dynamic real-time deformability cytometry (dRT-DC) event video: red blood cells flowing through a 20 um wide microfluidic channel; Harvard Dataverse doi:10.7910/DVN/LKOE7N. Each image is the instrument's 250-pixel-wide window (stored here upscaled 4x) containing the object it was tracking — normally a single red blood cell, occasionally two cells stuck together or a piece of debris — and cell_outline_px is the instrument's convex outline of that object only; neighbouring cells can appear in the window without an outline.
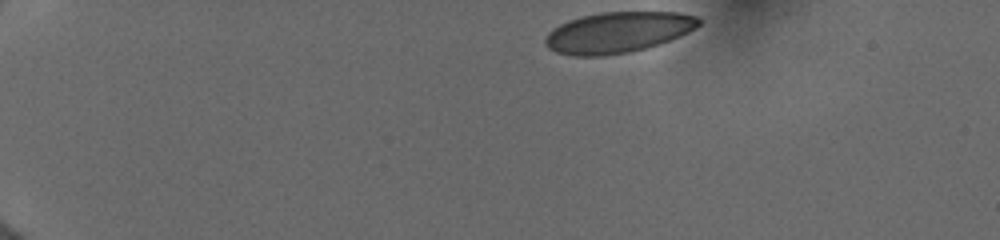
{"species": "human", "species_latin": "Homo sapiens", "temperature_condition": "cold", "stored_images_in_passage": 43, "camera_frame_rate_fps": 3000, "um_per_image_px": 0.085, "donor": {"sex": "female"}, "frame": {"image": 1, "passage_image": 1, "time_ms": 0.0, "image_size_px": [1000, 240], "cell_outline_px": [[700, 24], [688, 32], [680, 36], [644, 48], [628, 52], [604, 56], [572, 56], [556, 52], [548, 48], [544, 44], [544, 40], [548, 32], [552, 28], [568, 20], [580, 16], [600, 12], [676, 12], [696, 16], [700, 20]], "centroid_in_image_um": [52.45, 2.75], "position_along_channel_um": 32.5, "area_um2": 36.47}}
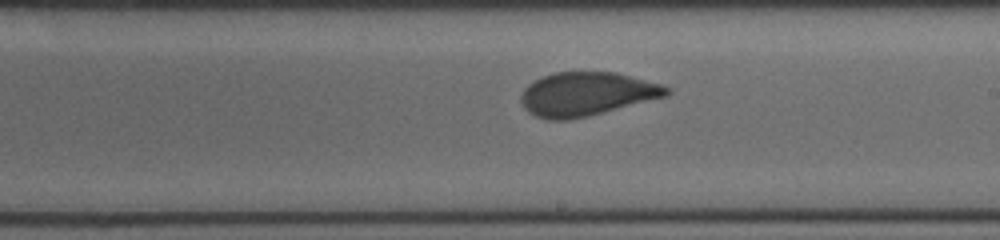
{"frame": {"image": 2, "passage_image": 24, "time_ms": 7.667, "image_size_px": [1000, 240], "cell_outline_px": [[672, 92], [668, 96], [588, 116], [568, 120], [548, 120], [536, 116], [528, 112], [524, 108], [520, 100], [520, 96], [524, 88], [528, 84], [552, 72], [616, 72], [660, 84], [672, 88]], "centroid_in_image_um": [49.87, 7.99], "position_along_channel_um": 239.1, "area_um2": 37.17}}
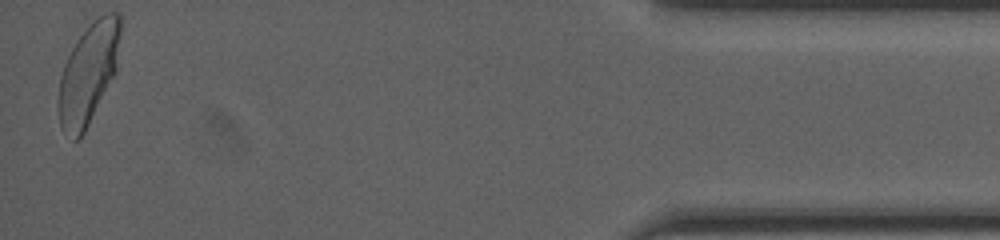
{"frame": {"image": 3, "passage_image": 43, "time_ms": 14.0, "image_size_px": [1000, 240], "cell_outline_px": [[120, 32], [116, 72], [80, 140], [72, 140], [64, 132], [60, 124], [56, 108], [56, 100], [60, 76], [64, 64], [72, 48], [80, 36], [104, 12], [120, 12]], "centroid_in_image_um": [7.48, 6.31], "position_along_channel_um": 427.7, "area_um2": 36.3}, "authors_computed_cell_mechanics": {"area_um2": 37.2232, "velocity_mm_per_s": 3.9812, "shape_relaxation_time_tau1_ms": 9.6523, "shape_relaxation_time_tau2_ms": null, "deformation_change_tau1": 0.2055, "deformation_change_tau2": null}}